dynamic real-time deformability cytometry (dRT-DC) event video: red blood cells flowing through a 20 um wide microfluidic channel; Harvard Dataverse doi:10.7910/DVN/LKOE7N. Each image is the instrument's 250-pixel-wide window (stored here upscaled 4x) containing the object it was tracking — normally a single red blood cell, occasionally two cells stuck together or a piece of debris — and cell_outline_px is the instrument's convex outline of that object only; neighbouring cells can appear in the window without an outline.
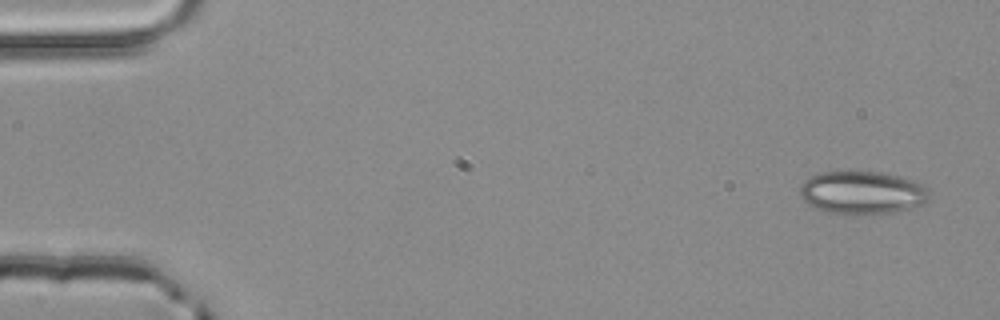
{"species": "common noctule bat (a hibernating species)", "species_latin": "Nyctalus noctula", "temperature_condition": "room temperature", "stored_images_in_passage": 4, "camera_frame_rate_fps": 3000, "um_per_image_px": 0.085, "animal": {"sex": "male", "body_mass_g": 20.4}, "frame": {"image": 1, "passage_image": 1, "time_ms": 0.0, "image_size_px": [1000, 320], "cell_outline_px": [[928, 200], [924, 204], [896, 212], [828, 212], [816, 208], [808, 204], [800, 196], [800, 184], [808, 176], [820, 172], [880, 172], [916, 180], [928, 188]], "centroid_in_image_um": [73.29, 16.34], "position_along_channel_um": 11.7, "area_um2": 31.96}}